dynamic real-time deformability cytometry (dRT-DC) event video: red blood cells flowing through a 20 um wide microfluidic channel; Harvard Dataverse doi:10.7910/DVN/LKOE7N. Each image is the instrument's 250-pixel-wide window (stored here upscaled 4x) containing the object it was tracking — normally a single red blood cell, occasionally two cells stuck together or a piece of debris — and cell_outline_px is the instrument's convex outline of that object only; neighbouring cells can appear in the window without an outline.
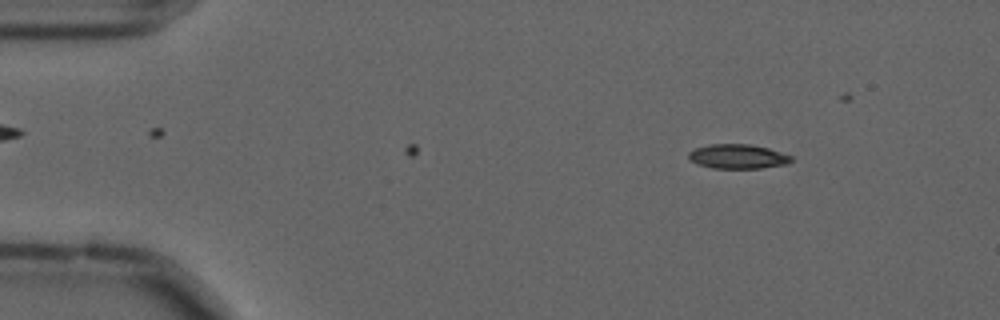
{"species": "common noctule bat (a hibernating species)", "species_latin": "Nyctalus noctula", "temperature_condition": "cold", "stored_images_in_passage": 18, "camera_frame_rate_fps": 3000, "um_per_image_px": 0.085, "animal": {"sex": "male", "forearm_length_mm": 52.5}, "frame": {"image": 1, "passage_image": 1, "time_ms": 0.0, "image_size_px": [1000, 320], "cell_outline_px": [[792, 160], [788, 164], [760, 168], [712, 168], [696, 164], [688, 156], [688, 152], [696, 148], [708, 144], [748, 144], [768, 148], [792, 156]], "centroid_in_image_um": [62.7, 13.3], "position_along_channel_um": 22.3, "area_um2": 14.57}}
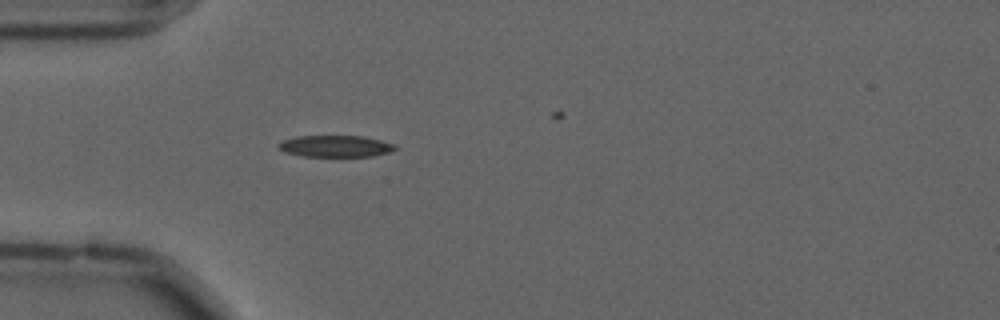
{"frame": {"image": 2, "passage_image": 10, "time_ms": 3.0, "image_size_px": [1000, 320], "cell_outline_px": [[400, 148], [388, 152], [372, 156], [304, 156], [284, 152], [276, 148], [276, 144], [280, 140], [296, 136], [364, 136], [396, 144]], "centroid_in_image_um": [28.48, 12.42], "position_along_channel_um": 56.5, "area_um2": 14.91}}
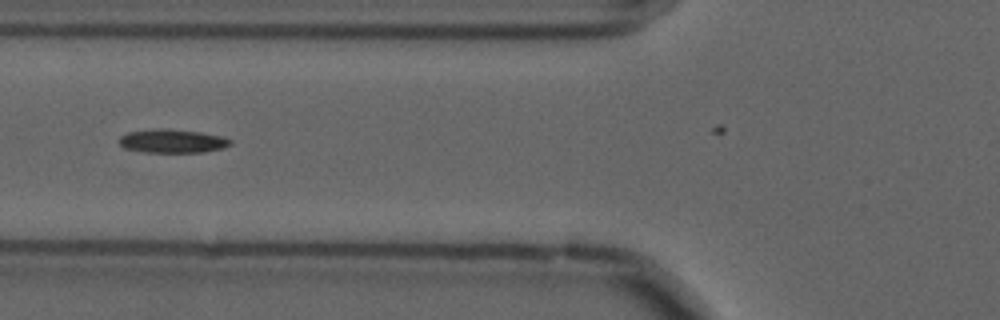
{"frame": {"image": 3, "passage_image": 15, "time_ms": 4.667, "image_size_px": [1000, 320], "cell_outline_px": [[232, 144], [224, 148], [204, 152], [144, 152], [124, 148], [120, 144], [120, 136], [128, 132], [156, 128], [168, 128], [200, 132], [220, 136], [232, 140]], "centroid_in_image_um": [14.66, 11.98], "position_along_channel_um": 111.1, "area_um2": 15.37}}